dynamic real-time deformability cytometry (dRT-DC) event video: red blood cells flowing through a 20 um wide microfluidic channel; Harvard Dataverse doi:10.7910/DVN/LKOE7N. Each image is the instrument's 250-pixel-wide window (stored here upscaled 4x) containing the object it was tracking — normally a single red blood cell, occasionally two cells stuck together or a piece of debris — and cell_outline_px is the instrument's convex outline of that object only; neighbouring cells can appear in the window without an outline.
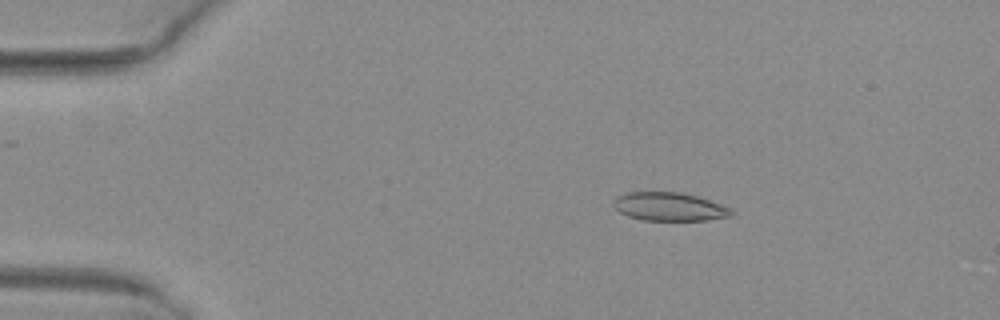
{"species": "common noctule bat (a hibernating species)", "species_latin": "Nyctalus noctula", "temperature_condition": "warm", "stored_images_in_passage": 14, "camera_frame_rate_fps": 3000, "um_per_image_px": 0.085, "animal": {"sex": "female", "body_mass_g": 29.2, "forearm_length_mm": 56.3}, "frame": {"image": 1, "passage_image": 10, "time_ms": 3.0, "image_size_px": [1000, 320], "cell_outline_px": [[732, 216], [708, 220], [640, 220], [628, 216], [620, 212], [612, 204], [616, 196], [628, 192], [680, 192], [696, 196], [732, 208]], "centroid_in_image_um": [56.88, 17.57], "position_along_channel_um": 28.1, "area_um2": 19.48}}